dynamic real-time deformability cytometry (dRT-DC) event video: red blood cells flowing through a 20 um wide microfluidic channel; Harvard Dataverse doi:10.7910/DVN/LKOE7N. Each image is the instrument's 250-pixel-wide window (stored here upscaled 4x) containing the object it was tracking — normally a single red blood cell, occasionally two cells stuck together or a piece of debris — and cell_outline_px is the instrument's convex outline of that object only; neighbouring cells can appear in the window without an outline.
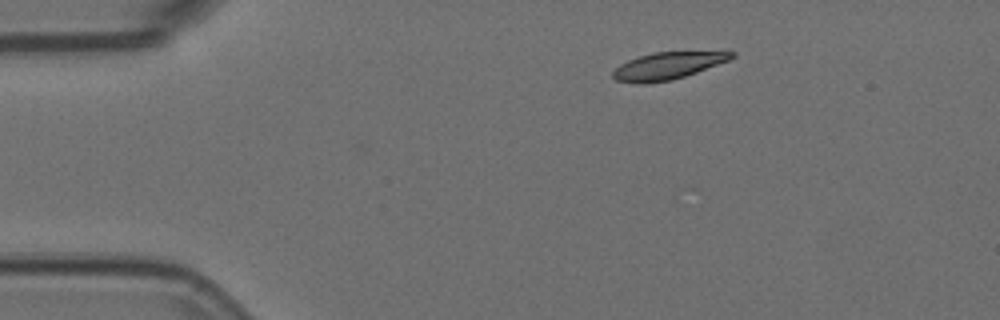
{"species": "Egyptian fruit bat (a non-hibernating species)", "species_latin": "Rousettus aegyptiacus", "temperature_condition": "room temperature", "stored_images_in_passage": 46, "camera_frame_rate_fps": 3000, "um_per_image_px": 0.085, "animal": {"sex": "female"}, "frame": {"image": 1, "passage_image": 1, "time_ms": 0.0, "image_size_px": [1000, 320], "cell_outline_px": [[736, 56], [728, 60], [696, 72], [672, 80], [648, 84], [636, 84], [616, 80], [612, 76], [612, 72], [620, 64], [628, 60], [652, 52], [736, 52]], "centroid_in_image_um": [56.69, 5.61], "position_along_channel_um": 28.3, "area_um2": 18.61}}
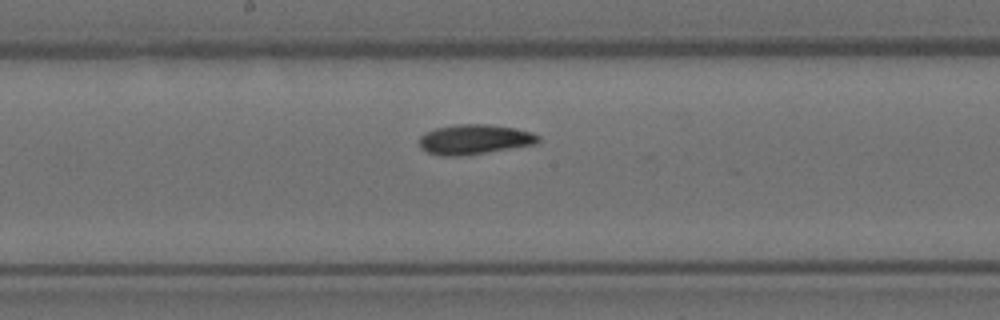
{"frame": {"image": 2, "passage_image": 20, "time_ms": 6.333, "image_size_px": [1000, 320], "cell_outline_px": [[540, 144], [488, 152], [460, 156], [444, 156], [428, 152], [420, 148], [416, 140], [424, 132], [436, 128], [456, 124], [488, 124], [512, 128], [532, 132], [540, 136]], "centroid_in_image_um": [40.32, 11.85], "position_along_channel_um": 207.9, "area_um2": 21.04}}
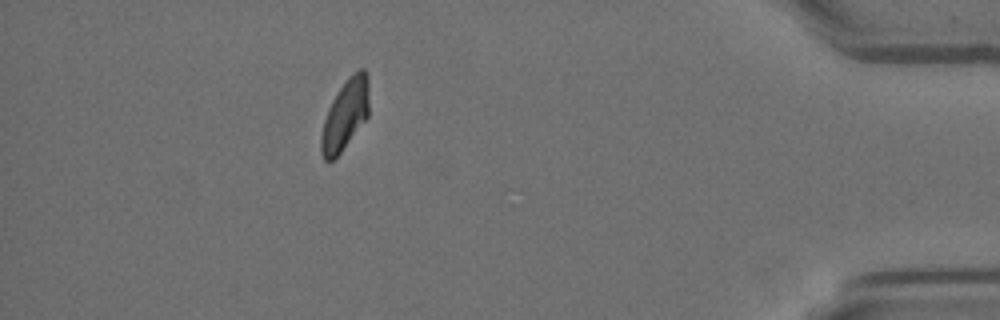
{"frame": {"image": 3, "passage_image": 40, "time_ms": 13.0, "image_size_px": [1000, 320], "cell_outline_px": [[368, 116], [340, 152], [332, 160], [324, 160], [320, 152], [320, 136], [324, 120], [328, 108], [336, 92], [348, 76], [352, 72], [360, 68], [364, 68], [368, 76]], "centroid_in_image_um": [29.32, 9.71], "position_along_channel_um": 405.9, "area_um2": 19.59}, "authors_computed_cell_mechanics": {"area_um2": 20.2589, "velocity_mm_per_s": 3.758, "shape_relaxation_time_tau1_ms": 4.021, "shape_relaxation_time_tau2_ms": 2.6237, "deformation_change_tau1": 0.1498, "deformation_change_tau2": 0.0713}}